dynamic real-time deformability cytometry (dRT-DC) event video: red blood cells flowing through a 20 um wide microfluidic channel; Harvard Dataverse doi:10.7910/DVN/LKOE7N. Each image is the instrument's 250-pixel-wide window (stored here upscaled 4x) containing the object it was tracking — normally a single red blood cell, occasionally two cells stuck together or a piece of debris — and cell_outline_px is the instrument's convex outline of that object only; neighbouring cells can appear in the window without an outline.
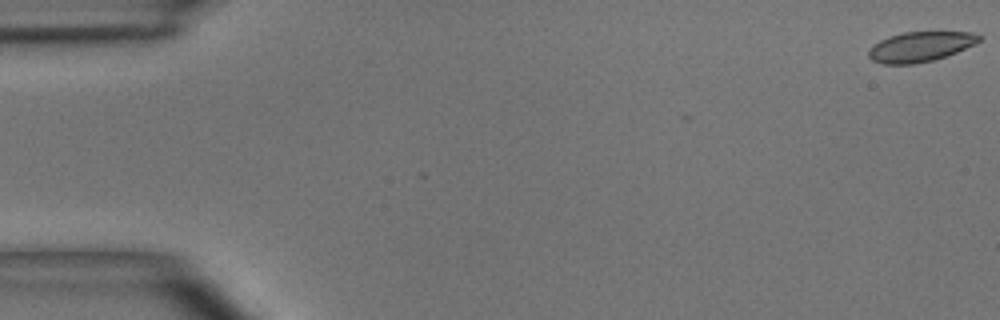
{"species": "common noctule bat (a hibernating species)", "species_latin": "Nyctalus noctula", "temperature_condition": "room temperature", "stored_images_in_passage": 12, "camera_frame_rate_fps": 3000, "um_per_image_px": 0.085, "animal": {"sex": "male", "body_mass_g": 15.6}, "frame": {"image": 1, "passage_image": 1, "time_ms": 0.0, "image_size_px": [1000, 320], "cell_outline_px": [[980, 40], [956, 52], [932, 60], [916, 64], [884, 64], [872, 60], [868, 56], [868, 48], [872, 44], [888, 36], [904, 32], [972, 32], [980, 36]], "centroid_in_image_um": [78.14, 3.97], "position_along_channel_um": 6.9, "area_um2": 19.13}}